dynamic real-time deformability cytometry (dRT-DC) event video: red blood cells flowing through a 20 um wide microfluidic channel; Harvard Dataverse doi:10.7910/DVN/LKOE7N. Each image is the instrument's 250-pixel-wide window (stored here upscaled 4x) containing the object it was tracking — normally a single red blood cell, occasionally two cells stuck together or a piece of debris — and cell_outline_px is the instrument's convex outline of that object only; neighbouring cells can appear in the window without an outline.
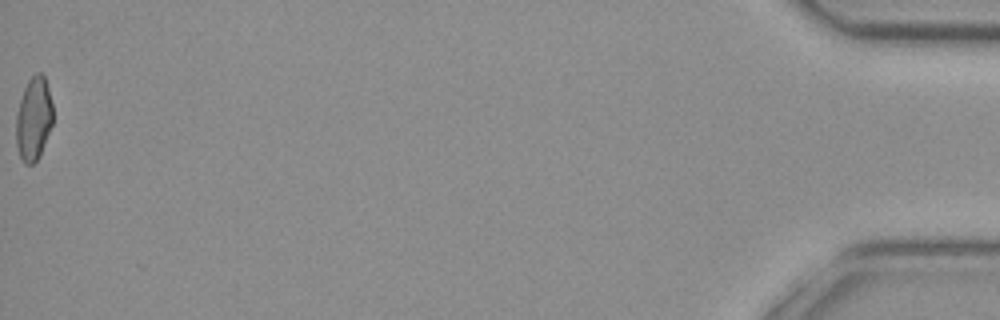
{"species": "common noctule bat (a hibernating species)", "species_latin": "Nyctalus noctula", "temperature_condition": "cold", "stored_images_in_passage": 12, "camera_frame_rate_fps": 3000, "um_per_image_px": 0.085, "animal": {"sex": "female", "body_mass_g": 29.2, "forearm_length_mm": 56.3}, "frame": {"image": 1, "passage_image": 12, "time_ms": 3.667, "image_size_px": [1000, 320], "cell_outline_px": [[52, 124], [40, 156], [32, 164], [24, 164], [20, 156], [16, 144], [16, 116], [20, 100], [24, 88], [28, 80], [36, 72], [40, 72], [44, 76], [48, 88], [52, 104]], "centroid_in_image_um": [2.85, 10.1], "position_along_channel_um": 432.3, "area_um2": 17.8}}